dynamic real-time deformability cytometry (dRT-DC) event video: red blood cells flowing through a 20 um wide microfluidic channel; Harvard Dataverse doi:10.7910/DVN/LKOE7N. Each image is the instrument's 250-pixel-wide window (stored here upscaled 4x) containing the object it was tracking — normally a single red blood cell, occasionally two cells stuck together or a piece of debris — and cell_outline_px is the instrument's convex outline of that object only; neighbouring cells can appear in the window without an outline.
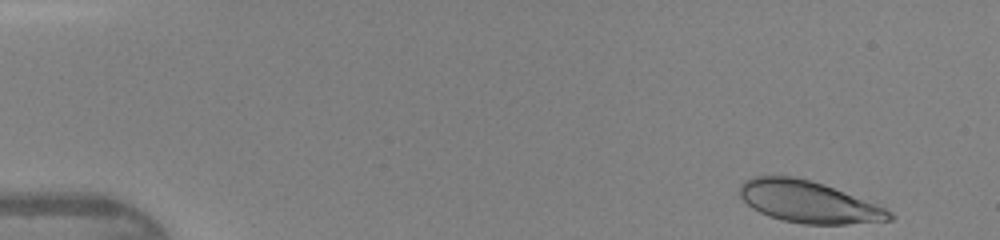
{"species": "human", "species_latin": "Homo sapiens", "temperature_condition": "warm", "stored_images_in_passage": 44, "camera_frame_rate_fps": 3000, "um_per_image_px": 0.085, "donor": {"sex": "female"}, "frame": {"image": 1, "passage_image": 1, "time_ms": 0.0, "image_size_px": [1000, 240], "cell_outline_px": [[896, 216], [892, 220], [848, 224], [804, 224], [780, 220], [768, 216], [752, 208], [740, 196], [740, 184], [744, 180], [756, 176], [792, 176], [812, 180], [824, 184], [884, 208], [892, 212]], "centroid_in_image_um": [68.7, 17.16], "position_along_channel_um": 16.3, "area_um2": 36.24}}
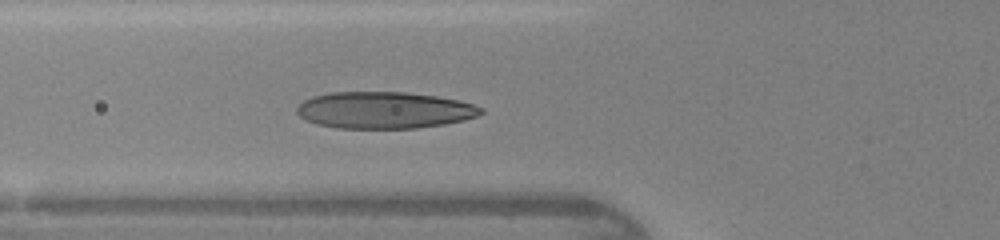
{"frame": {"image": 2, "passage_image": 15, "time_ms": 4.667, "image_size_px": [1000, 240], "cell_outline_px": [[484, 112], [476, 116], [464, 120], [444, 124], [416, 128], [336, 128], [316, 124], [300, 116], [296, 112], [296, 108], [304, 100], [312, 96], [332, 92], [404, 92], [436, 96], [460, 100], [484, 108]], "centroid_in_image_um": [32.67, 9.36], "position_along_channel_um": 93.1, "area_um2": 39.42}}
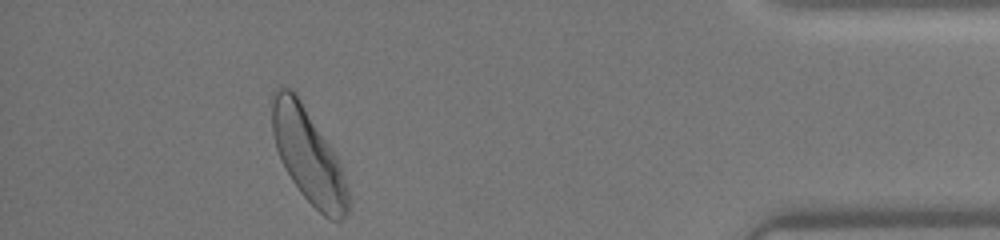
{"frame": {"image": 3, "passage_image": 40, "time_ms": 13.0, "image_size_px": [1000, 240], "cell_outline_px": [[348, 212], [340, 220], [332, 220], [324, 216], [300, 192], [292, 180], [276, 148], [272, 132], [272, 92], [280, 84], [292, 88], [296, 92], [340, 160], [348, 188]], "centroid_in_image_um": [26.2, 13.16], "position_along_channel_um": 409.0, "area_um2": 41.67}, "authors_computed_cell_mechanics": {"area_um2": 38.4081, "velocity_mm_per_s": 4.3229, "shape_relaxation_time_tau1_ms": 2.8162, "shape_relaxation_time_tau2_ms": 1.0571, "deformation_change_tau1": 0.1339, "deformation_change_tau2": 0.073}}